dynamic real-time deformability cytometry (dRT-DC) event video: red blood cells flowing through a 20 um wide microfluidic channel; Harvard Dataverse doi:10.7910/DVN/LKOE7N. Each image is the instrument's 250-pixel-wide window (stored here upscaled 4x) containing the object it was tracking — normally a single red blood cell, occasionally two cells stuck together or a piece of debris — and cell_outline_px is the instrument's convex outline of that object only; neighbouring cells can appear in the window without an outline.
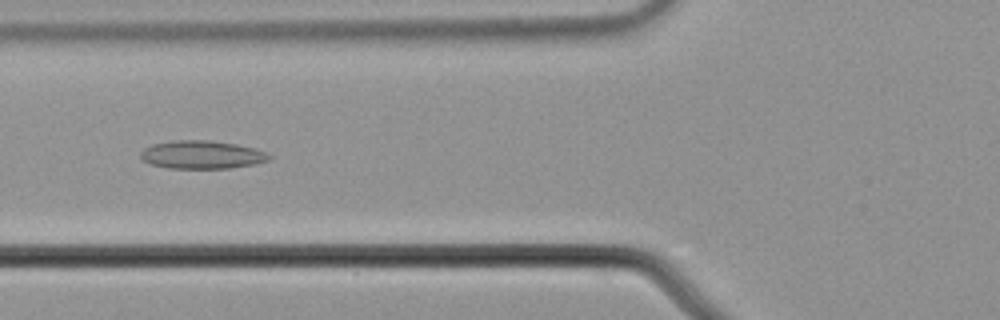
{"species": "common noctule bat (a hibernating species)", "species_latin": "Nyctalus noctula", "temperature_condition": "cold", "stored_images_in_passage": 45, "camera_frame_rate_fps": 3000, "um_per_image_px": 0.085, "animal": {"sex": "male", "body_mass_g": 21.5, "forearm_length_mm": 52.0}, "frame": {"image": 1, "passage_image": 16, "time_ms": 5.0, "image_size_px": [1000, 320], "cell_outline_px": [[272, 156], [268, 160], [256, 164], [228, 168], [168, 168], [148, 164], [140, 160], [140, 152], [144, 148], [152, 144], [176, 140], [208, 140], [236, 144], [256, 148], [268, 152]], "centroid_in_image_um": [17.14, 13.15], "position_along_channel_um": 108.7, "area_um2": 21.33}}
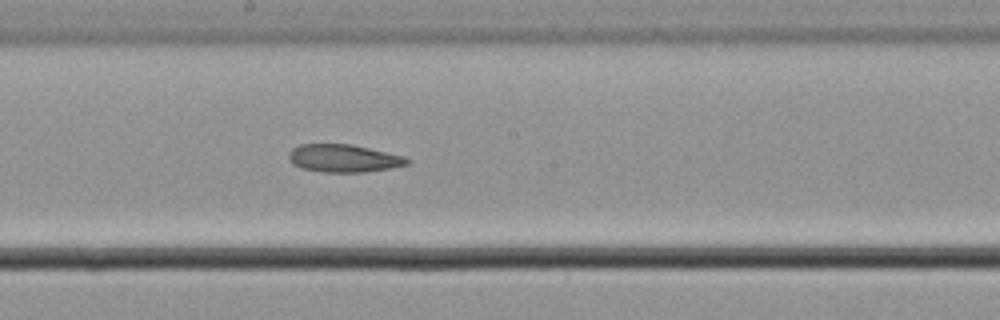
{"frame": {"image": 2, "passage_image": 25, "time_ms": 8.0, "image_size_px": [1000, 320], "cell_outline_px": [[412, 160], [408, 164], [392, 168], [364, 172], [324, 172], [300, 168], [292, 164], [288, 160], [288, 152], [292, 148], [300, 144], [352, 144], [404, 156]], "centroid_in_image_um": [29.19, 13.45], "position_along_channel_um": 219.0, "area_um2": 19.36}}
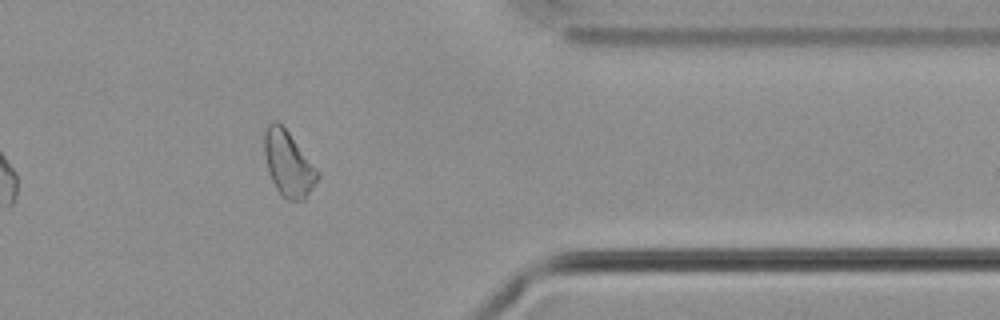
{"frame": {"image": 3, "passage_image": 40, "time_ms": 13.0, "image_size_px": [1000, 320], "cell_outline_px": [[320, 176], [304, 200], [288, 200], [276, 188], [268, 172], [264, 152], [264, 132], [268, 124], [272, 120], [276, 120], [288, 132], [320, 172]], "centroid_in_image_um": [24.5, 13.9], "position_along_channel_um": 386.9, "area_um2": 20.0}}